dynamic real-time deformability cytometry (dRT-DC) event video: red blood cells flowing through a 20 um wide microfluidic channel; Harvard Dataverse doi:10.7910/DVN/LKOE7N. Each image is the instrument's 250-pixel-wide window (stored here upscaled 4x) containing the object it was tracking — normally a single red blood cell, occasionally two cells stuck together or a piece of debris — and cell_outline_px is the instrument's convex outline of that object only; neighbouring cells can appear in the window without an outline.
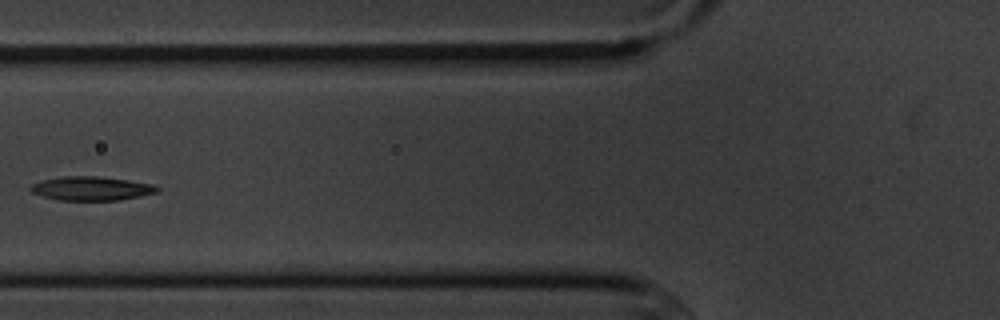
{"species": "common noctule bat (a hibernating species)", "species_latin": "Nyctalus noctula", "temperature_condition": "cold", "stored_images_in_passage": 5, "camera_frame_rate_fps": 3000, "um_per_image_px": 0.085, "animal": {"sex": "male", "body_mass_g": 20.1, "forearm_length_mm": 53.5}, "frame": {"image": 1, "passage_image": 4, "time_ms": 3.667, "image_size_px": [1000, 320], "cell_outline_px": [[160, 188], [156, 192], [140, 196], [120, 200], [60, 200], [44, 196], [32, 192], [28, 188], [32, 184], [40, 180], [60, 176], [96, 176], [128, 180], [152, 184]], "centroid_in_image_um": [7.73, 16.01], "position_along_channel_um": 118.1, "area_um2": 17.57}}
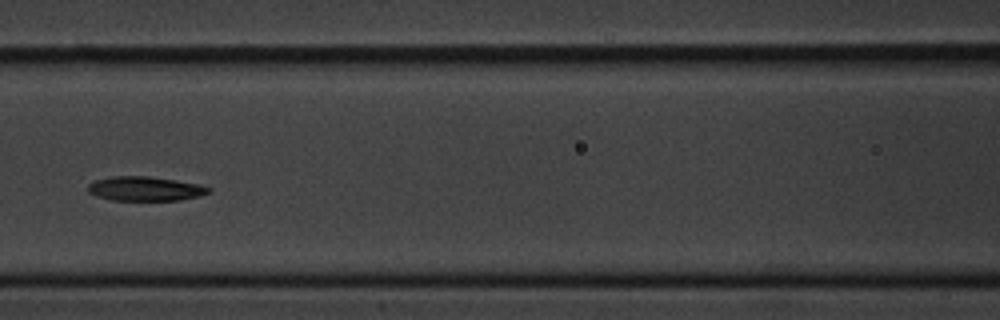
{"frame": {"image": 2, "passage_image": 5, "time_ms": 4.667, "image_size_px": [1000, 320], "cell_outline_px": [[212, 192], [200, 196], [180, 200], [112, 200], [96, 196], [88, 192], [88, 184], [96, 180], [112, 176], [148, 176], [200, 184], [212, 188]], "centroid_in_image_um": [12.37, 16.04], "position_along_channel_um": 154.2, "area_um2": 17.17}}